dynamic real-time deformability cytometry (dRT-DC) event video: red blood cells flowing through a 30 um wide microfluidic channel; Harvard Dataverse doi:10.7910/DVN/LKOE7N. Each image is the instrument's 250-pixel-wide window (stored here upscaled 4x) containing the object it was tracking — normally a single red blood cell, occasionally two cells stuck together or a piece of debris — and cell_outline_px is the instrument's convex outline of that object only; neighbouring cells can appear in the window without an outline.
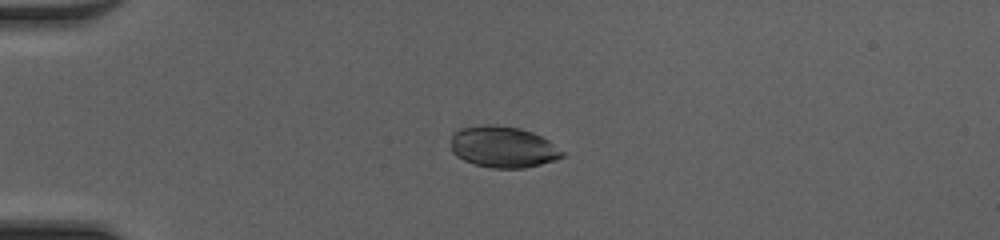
{"species": "common noctule bat (a hibernating species)", "species_latin": "Nyctalus noctula", "temperature_condition": "cold", "stored_images_in_passage": 49, "camera_frame_rate_fps": 3000, "um_per_image_px": 0.085, "animal": {"sex": "female", "body_mass_g": 20.0, "forearm_length_mm": 54.0}, "frame": {"image": 1, "passage_image": 13, "time_ms": 4.0, "image_size_px": [1000, 240], "cell_outline_px": [[564, 156], [556, 160], [524, 168], [492, 168], [476, 164], [464, 160], [456, 156], [452, 152], [452, 132], [460, 128], [488, 124], [520, 128], [532, 132], [548, 140], [564, 152]], "centroid_in_image_um": [42.75, 12.49], "position_along_channel_um": 42.2, "area_um2": 26.7}}
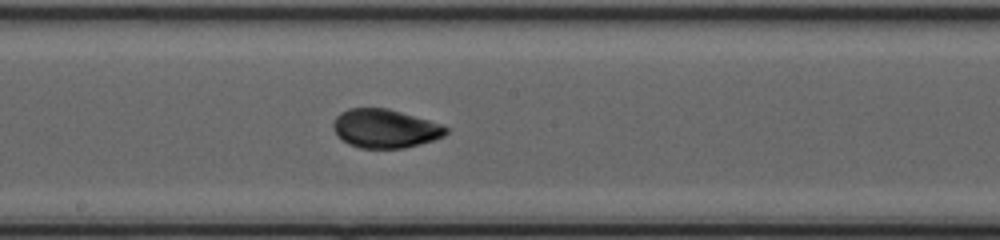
{"frame": {"image": 2, "passage_image": 28, "time_ms": 9.0, "image_size_px": [1000, 240], "cell_outline_px": [[448, 132], [444, 136], [420, 144], [404, 148], [360, 148], [348, 144], [332, 128], [332, 124], [336, 116], [340, 112], [348, 108], [388, 108], [428, 120], [440, 124], [448, 128]], "centroid_in_image_um": [32.71, 10.92], "position_along_channel_um": 215.5, "area_um2": 25.32}}
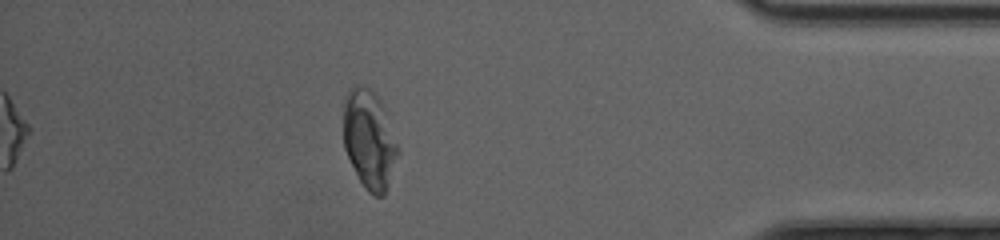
{"frame": {"image": 3, "passage_image": 44, "time_ms": 14.333, "image_size_px": [1000, 240], "cell_outline_px": [[400, 152], [384, 196], [372, 196], [364, 188], [344, 148], [344, 96], [348, 88], [356, 84], [368, 88], [380, 100], [400, 148]], "centroid_in_image_um": [31.4, 11.87], "position_along_channel_um": 403.8, "area_um2": 31.33}, "authors_computed_cell_mechanics": {"area_um2": 26.7036, "velocity_mm_per_s": 4.1994, "shape_relaxation_time_tau1_ms": 2.5489, "shape_relaxation_time_tau2_ms": 2.1536, "deformation_change_tau1": 0.0842, "deformation_change_tau2": 0.0349}}